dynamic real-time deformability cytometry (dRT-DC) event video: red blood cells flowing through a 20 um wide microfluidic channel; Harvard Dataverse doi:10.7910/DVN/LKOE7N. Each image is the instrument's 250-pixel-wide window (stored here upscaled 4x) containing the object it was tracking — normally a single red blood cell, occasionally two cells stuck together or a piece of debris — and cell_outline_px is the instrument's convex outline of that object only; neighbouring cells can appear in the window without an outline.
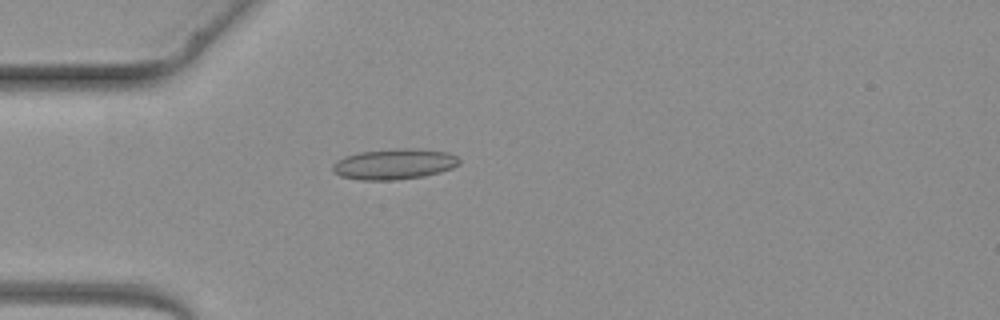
{"species": "common noctule bat (a hibernating species)", "species_latin": "Nyctalus noctula", "temperature_condition": "warm", "stored_images_in_passage": 4, "camera_frame_rate_fps": 3000, "um_per_image_px": 0.085, "animal": {"sex": "female", "body_mass_g": 19.3, "forearm_length_mm": 54.1}, "frame": {"image": 1, "passage_image": 4, "time_ms": 3.667, "image_size_px": [1000, 320], "cell_outline_px": [[460, 164], [452, 168], [440, 172], [424, 176], [392, 180], [360, 180], [340, 176], [332, 172], [332, 164], [336, 160], [344, 156], [360, 152], [392, 148], [416, 148], [448, 152], [456, 156], [460, 160]], "centroid_in_image_um": [33.49, 13.94], "position_along_channel_um": 51.5, "area_um2": 22.89}}